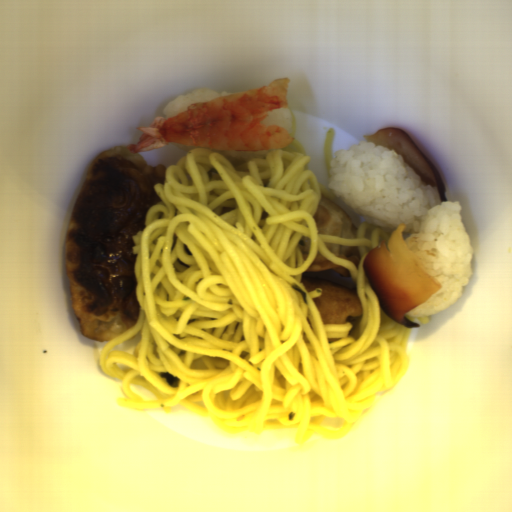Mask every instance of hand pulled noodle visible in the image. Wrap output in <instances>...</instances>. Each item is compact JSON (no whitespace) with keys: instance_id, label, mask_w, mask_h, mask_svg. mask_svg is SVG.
Masks as SVG:
<instances>
[{"instance_id":"1","label":"hand pulled noodle","mask_w":512,"mask_h":512,"mask_svg":"<svg viewBox=\"0 0 512 512\" xmlns=\"http://www.w3.org/2000/svg\"><path fill=\"white\" fill-rule=\"evenodd\" d=\"M290 113L288 147L237 161L200 146L153 185L159 201L132 238L138 319L99 354L103 373L122 381L121 408L180 406L227 434L295 429L296 443L331 440L405 375L415 327L385 314L363 266L396 228L370 224L318 183ZM322 196L360 226L358 238L317 234ZM302 236L312 242L306 261ZM326 243L357 246L358 269ZM317 252L352 273L361 316L323 324L312 300L321 288L305 292L301 281Z\"/></svg>"},{"instance_id":"3","label":"hand pulled noodle","mask_w":512,"mask_h":512,"mask_svg":"<svg viewBox=\"0 0 512 512\" xmlns=\"http://www.w3.org/2000/svg\"><path fill=\"white\" fill-rule=\"evenodd\" d=\"M405 315H406L407 320H409L411 322L420 323V325L429 324L432 319V315L426 316V317H410L406 313H405Z\"/></svg>"},{"instance_id":"2","label":"hand pulled noodle","mask_w":512,"mask_h":512,"mask_svg":"<svg viewBox=\"0 0 512 512\" xmlns=\"http://www.w3.org/2000/svg\"><path fill=\"white\" fill-rule=\"evenodd\" d=\"M335 131H336V129L334 127L329 128V130L325 136V140H324L323 155H324L325 170H326L328 179L330 178L329 170L331 168L330 162L332 161V145H333V137H334Z\"/></svg>"}]
</instances>
